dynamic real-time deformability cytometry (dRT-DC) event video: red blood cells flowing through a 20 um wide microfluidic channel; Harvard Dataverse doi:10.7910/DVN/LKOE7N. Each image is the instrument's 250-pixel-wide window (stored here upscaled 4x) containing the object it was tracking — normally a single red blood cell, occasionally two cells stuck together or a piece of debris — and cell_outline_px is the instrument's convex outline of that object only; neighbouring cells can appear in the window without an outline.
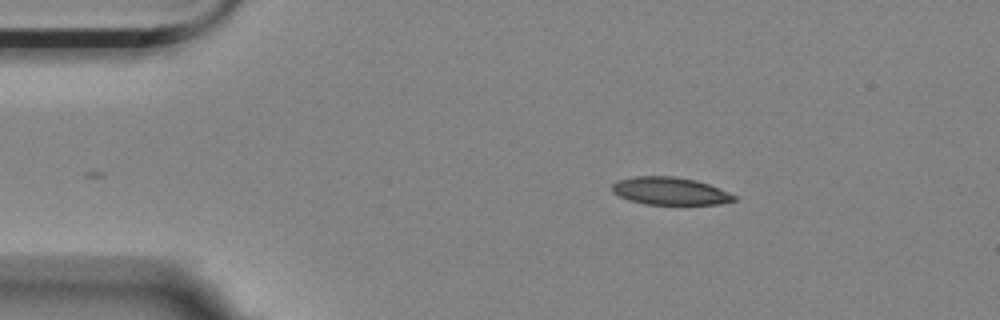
{"species": "Egyptian fruit bat (a non-hibernating species)", "species_latin": "Rousettus aegyptiacus", "temperature_condition": "room temperature", "stored_images_in_passage": 41, "camera_frame_rate_fps": 3000, "um_per_image_px": 0.085, "animal": {"sex": "female"}, "frame": {"image": 1, "passage_image": 1, "time_ms": 0.0, "image_size_px": [1000, 320], "cell_outline_px": [[736, 200], [720, 204], [644, 204], [628, 200], [612, 192], [612, 184], [620, 180], [636, 176], [676, 176], [696, 180], [720, 188], [736, 196]], "centroid_in_image_um": [56.96, 16.24], "position_along_channel_um": 28.0, "area_um2": 19.59}}
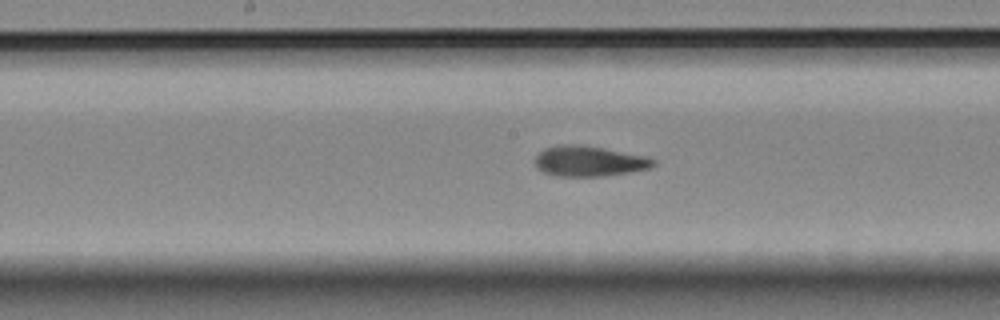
{"frame": {"image": 2, "passage_image": 20, "time_ms": 6.333, "image_size_px": [1000, 320], "cell_outline_px": [[656, 164], [648, 168], [628, 172], [604, 176], [556, 176], [544, 172], [536, 168], [536, 156], [544, 148], [560, 144], [584, 144], [640, 156], [656, 160]], "centroid_in_image_um": [50.0, 13.69], "position_along_channel_um": 198.2, "area_um2": 20.69}}
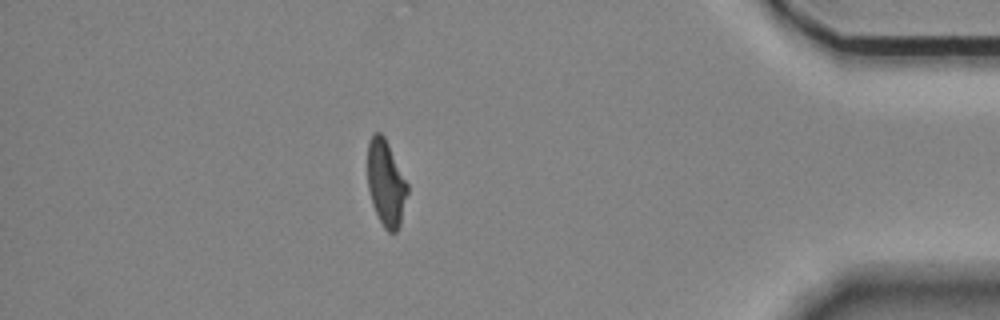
{"frame": {"image": 3, "passage_image": 41, "time_ms": 13.333, "image_size_px": [1000, 320], "cell_outline_px": [[408, 192], [400, 224], [396, 232], [388, 232], [384, 228], [372, 204], [368, 188], [368, 140], [372, 132], [380, 132], [384, 136], [408, 184]], "centroid_in_image_um": [32.8, 15.55], "position_along_channel_um": 402.4, "area_um2": 19.88}, "authors_computed_cell_mechanics": {"area_um2": 20.7502, "velocity_mm_per_s": 3.5202, "shape_relaxation_time_tau1_ms": null, "shape_relaxation_time_tau2_ms": 1.8626, "deformation_change_tau1": null, "deformation_change_tau2": 0.0866}}